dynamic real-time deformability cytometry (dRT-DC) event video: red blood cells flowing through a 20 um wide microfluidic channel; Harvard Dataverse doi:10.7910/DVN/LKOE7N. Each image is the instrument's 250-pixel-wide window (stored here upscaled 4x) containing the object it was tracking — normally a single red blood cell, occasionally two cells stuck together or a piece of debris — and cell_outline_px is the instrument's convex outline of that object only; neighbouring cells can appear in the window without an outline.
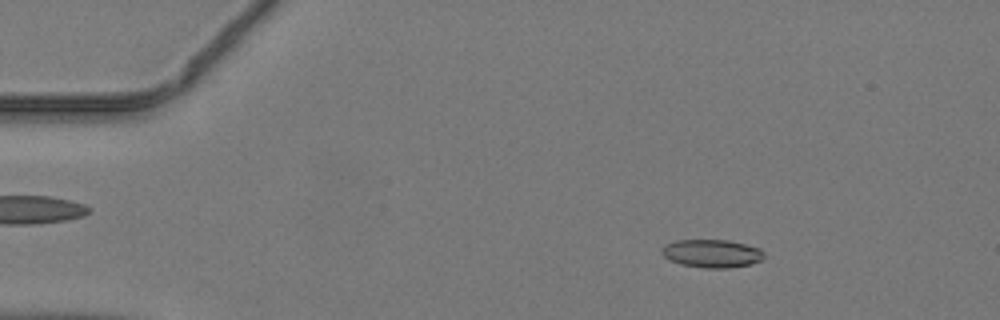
{"species": "common noctule bat (a hibernating species)", "species_latin": "Nyctalus noctula", "temperature_condition": "warm", "stored_images_in_passage": 48, "camera_frame_rate_fps": 3000, "um_per_image_px": 0.085, "animal": {"sex": "male", "body_mass_g": 19.2, "forearm_length_mm": 51.8}, "frame": {"image": 1, "passage_image": 8, "time_ms": 2.333, "image_size_px": [1000, 320], "cell_outline_px": [[764, 260], [748, 264], [728, 268], [704, 268], [680, 264], [668, 260], [660, 252], [660, 248], [664, 244], [676, 240], [728, 240], [760, 248], [764, 252]], "centroid_in_image_um": [60.47, 21.54], "position_along_channel_um": 24.5, "area_um2": 16.94}}
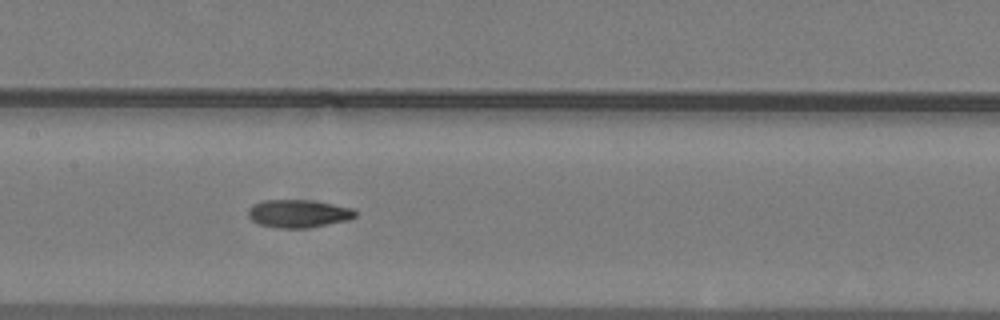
{"frame": {"image": 2, "passage_image": 24, "time_ms": 7.667, "image_size_px": [1000, 320], "cell_outline_px": [[356, 216], [348, 220], [308, 228], [276, 228], [260, 224], [252, 220], [248, 216], [248, 208], [252, 204], [264, 200], [312, 200], [352, 208], [356, 212]], "centroid_in_image_um": [25.34, 18.15], "position_along_channel_um": 182.1, "area_um2": 17.46}}
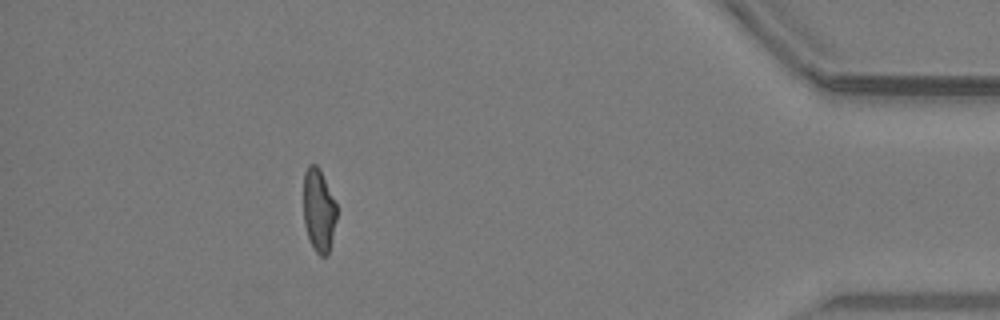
{"frame": {"image": 3, "passage_image": 43, "time_ms": 14.0, "image_size_px": [1000, 320], "cell_outline_px": [[336, 220], [328, 256], [320, 256], [316, 252], [308, 236], [304, 224], [304, 172], [308, 164], [316, 164], [320, 168], [336, 204]], "centroid_in_image_um": [27.09, 17.85], "position_along_channel_um": 408.1, "area_um2": 16.01}}